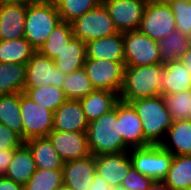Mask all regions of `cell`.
<instances>
[{
  "label": "cell",
  "instance_id": "cell-1",
  "mask_svg": "<svg viewBox=\"0 0 191 190\" xmlns=\"http://www.w3.org/2000/svg\"><path fill=\"white\" fill-rule=\"evenodd\" d=\"M86 134L90 152L94 156L130 150L120 133L117 103L112 110L89 122Z\"/></svg>",
  "mask_w": 191,
  "mask_h": 190
},
{
  "label": "cell",
  "instance_id": "cell-2",
  "mask_svg": "<svg viewBox=\"0 0 191 190\" xmlns=\"http://www.w3.org/2000/svg\"><path fill=\"white\" fill-rule=\"evenodd\" d=\"M164 64L125 66L124 83L119 100L129 103L142 98L161 95V78Z\"/></svg>",
  "mask_w": 191,
  "mask_h": 190
},
{
  "label": "cell",
  "instance_id": "cell-3",
  "mask_svg": "<svg viewBox=\"0 0 191 190\" xmlns=\"http://www.w3.org/2000/svg\"><path fill=\"white\" fill-rule=\"evenodd\" d=\"M140 117L145 139L160 144L173 123L162 95L129 102Z\"/></svg>",
  "mask_w": 191,
  "mask_h": 190
},
{
  "label": "cell",
  "instance_id": "cell-4",
  "mask_svg": "<svg viewBox=\"0 0 191 190\" xmlns=\"http://www.w3.org/2000/svg\"><path fill=\"white\" fill-rule=\"evenodd\" d=\"M61 21L54 1L27 5L24 38L38 51Z\"/></svg>",
  "mask_w": 191,
  "mask_h": 190
},
{
  "label": "cell",
  "instance_id": "cell-5",
  "mask_svg": "<svg viewBox=\"0 0 191 190\" xmlns=\"http://www.w3.org/2000/svg\"><path fill=\"white\" fill-rule=\"evenodd\" d=\"M129 157L132 167L153 181H164L173 160V155L160 144L130 148Z\"/></svg>",
  "mask_w": 191,
  "mask_h": 190
},
{
  "label": "cell",
  "instance_id": "cell-6",
  "mask_svg": "<svg viewBox=\"0 0 191 190\" xmlns=\"http://www.w3.org/2000/svg\"><path fill=\"white\" fill-rule=\"evenodd\" d=\"M71 27L74 37L85 43L118 33L103 3L71 22Z\"/></svg>",
  "mask_w": 191,
  "mask_h": 190
},
{
  "label": "cell",
  "instance_id": "cell-7",
  "mask_svg": "<svg viewBox=\"0 0 191 190\" xmlns=\"http://www.w3.org/2000/svg\"><path fill=\"white\" fill-rule=\"evenodd\" d=\"M20 112L23 142L33 138L47 137L53 130V112L44 106H39L23 92L20 93Z\"/></svg>",
  "mask_w": 191,
  "mask_h": 190
},
{
  "label": "cell",
  "instance_id": "cell-8",
  "mask_svg": "<svg viewBox=\"0 0 191 190\" xmlns=\"http://www.w3.org/2000/svg\"><path fill=\"white\" fill-rule=\"evenodd\" d=\"M84 69L94 89L120 94L124 83L125 62L86 59Z\"/></svg>",
  "mask_w": 191,
  "mask_h": 190
},
{
  "label": "cell",
  "instance_id": "cell-9",
  "mask_svg": "<svg viewBox=\"0 0 191 190\" xmlns=\"http://www.w3.org/2000/svg\"><path fill=\"white\" fill-rule=\"evenodd\" d=\"M125 66H143L160 63L159 47L139 30L123 33Z\"/></svg>",
  "mask_w": 191,
  "mask_h": 190
},
{
  "label": "cell",
  "instance_id": "cell-10",
  "mask_svg": "<svg viewBox=\"0 0 191 190\" xmlns=\"http://www.w3.org/2000/svg\"><path fill=\"white\" fill-rule=\"evenodd\" d=\"M174 17L168 4L148 1L138 30L158 41L176 30Z\"/></svg>",
  "mask_w": 191,
  "mask_h": 190
},
{
  "label": "cell",
  "instance_id": "cell-11",
  "mask_svg": "<svg viewBox=\"0 0 191 190\" xmlns=\"http://www.w3.org/2000/svg\"><path fill=\"white\" fill-rule=\"evenodd\" d=\"M66 74L55 65L54 60L36 51L26 63L25 88L46 87L62 88Z\"/></svg>",
  "mask_w": 191,
  "mask_h": 190
},
{
  "label": "cell",
  "instance_id": "cell-12",
  "mask_svg": "<svg viewBox=\"0 0 191 190\" xmlns=\"http://www.w3.org/2000/svg\"><path fill=\"white\" fill-rule=\"evenodd\" d=\"M120 33L138 30L147 0H102Z\"/></svg>",
  "mask_w": 191,
  "mask_h": 190
},
{
  "label": "cell",
  "instance_id": "cell-13",
  "mask_svg": "<svg viewBox=\"0 0 191 190\" xmlns=\"http://www.w3.org/2000/svg\"><path fill=\"white\" fill-rule=\"evenodd\" d=\"M47 137L63 162L82 159L91 154L86 132L52 130Z\"/></svg>",
  "mask_w": 191,
  "mask_h": 190
},
{
  "label": "cell",
  "instance_id": "cell-14",
  "mask_svg": "<svg viewBox=\"0 0 191 190\" xmlns=\"http://www.w3.org/2000/svg\"><path fill=\"white\" fill-rule=\"evenodd\" d=\"M117 119L124 143L129 148L151 145L144 137L140 117L130 103L121 100L117 102Z\"/></svg>",
  "mask_w": 191,
  "mask_h": 190
},
{
  "label": "cell",
  "instance_id": "cell-15",
  "mask_svg": "<svg viewBox=\"0 0 191 190\" xmlns=\"http://www.w3.org/2000/svg\"><path fill=\"white\" fill-rule=\"evenodd\" d=\"M131 167L129 151L96 156V173L114 189L120 188Z\"/></svg>",
  "mask_w": 191,
  "mask_h": 190
},
{
  "label": "cell",
  "instance_id": "cell-16",
  "mask_svg": "<svg viewBox=\"0 0 191 190\" xmlns=\"http://www.w3.org/2000/svg\"><path fill=\"white\" fill-rule=\"evenodd\" d=\"M63 183L72 190H88L96 174V156L63 162Z\"/></svg>",
  "mask_w": 191,
  "mask_h": 190
},
{
  "label": "cell",
  "instance_id": "cell-17",
  "mask_svg": "<svg viewBox=\"0 0 191 190\" xmlns=\"http://www.w3.org/2000/svg\"><path fill=\"white\" fill-rule=\"evenodd\" d=\"M27 5L0 0V40H16L24 37Z\"/></svg>",
  "mask_w": 191,
  "mask_h": 190
},
{
  "label": "cell",
  "instance_id": "cell-18",
  "mask_svg": "<svg viewBox=\"0 0 191 190\" xmlns=\"http://www.w3.org/2000/svg\"><path fill=\"white\" fill-rule=\"evenodd\" d=\"M89 121L79 100H66L53 112V130L86 132Z\"/></svg>",
  "mask_w": 191,
  "mask_h": 190
},
{
  "label": "cell",
  "instance_id": "cell-19",
  "mask_svg": "<svg viewBox=\"0 0 191 190\" xmlns=\"http://www.w3.org/2000/svg\"><path fill=\"white\" fill-rule=\"evenodd\" d=\"M86 59H104L125 62L123 33L112 34L85 43Z\"/></svg>",
  "mask_w": 191,
  "mask_h": 190
},
{
  "label": "cell",
  "instance_id": "cell-20",
  "mask_svg": "<svg viewBox=\"0 0 191 190\" xmlns=\"http://www.w3.org/2000/svg\"><path fill=\"white\" fill-rule=\"evenodd\" d=\"M189 90H191V75L181 60L165 63L161 78V95Z\"/></svg>",
  "mask_w": 191,
  "mask_h": 190
},
{
  "label": "cell",
  "instance_id": "cell-21",
  "mask_svg": "<svg viewBox=\"0 0 191 190\" xmlns=\"http://www.w3.org/2000/svg\"><path fill=\"white\" fill-rule=\"evenodd\" d=\"M160 145L174 155H191V122L175 120Z\"/></svg>",
  "mask_w": 191,
  "mask_h": 190
},
{
  "label": "cell",
  "instance_id": "cell-22",
  "mask_svg": "<svg viewBox=\"0 0 191 190\" xmlns=\"http://www.w3.org/2000/svg\"><path fill=\"white\" fill-rule=\"evenodd\" d=\"M79 101L87 120L91 122L112 110L119 101V95L108 90L94 89Z\"/></svg>",
  "mask_w": 191,
  "mask_h": 190
},
{
  "label": "cell",
  "instance_id": "cell-23",
  "mask_svg": "<svg viewBox=\"0 0 191 190\" xmlns=\"http://www.w3.org/2000/svg\"><path fill=\"white\" fill-rule=\"evenodd\" d=\"M24 143L32 152L36 169H62L63 161L48 137L33 138Z\"/></svg>",
  "mask_w": 191,
  "mask_h": 190
},
{
  "label": "cell",
  "instance_id": "cell-24",
  "mask_svg": "<svg viewBox=\"0 0 191 190\" xmlns=\"http://www.w3.org/2000/svg\"><path fill=\"white\" fill-rule=\"evenodd\" d=\"M35 172L36 166L32 152L23 143L14 150L13 159L10 162L5 177L24 186Z\"/></svg>",
  "mask_w": 191,
  "mask_h": 190
},
{
  "label": "cell",
  "instance_id": "cell-25",
  "mask_svg": "<svg viewBox=\"0 0 191 190\" xmlns=\"http://www.w3.org/2000/svg\"><path fill=\"white\" fill-rule=\"evenodd\" d=\"M86 61L85 42L73 38L54 59L55 65L64 74H71L74 71L84 68Z\"/></svg>",
  "mask_w": 191,
  "mask_h": 190
},
{
  "label": "cell",
  "instance_id": "cell-26",
  "mask_svg": "<svg viewBox=\"0 0 191 190\" xmlns=\"http://www.w3.org/2000/svg\"><path fill=\"white\" fill-rule=\"evenodd\" d=\"M170 190L191 189V155H174L163 181Z\"/></svg>",
  "mask_w": 191,
  "mask_h": 190
},
{
  "label": "cell",
  "instance_id": "cell-27",
  "mask_svg": "<svg viewBox=\"0 0 191 190\" xmlns=\"http://www.w3.org/2000/svg\"><path fill=\"white\" fill-rule=\"evenodd\" d=\"M26 64L0 62V95L24 92Z\"/></svg>",
  "mask_w": 191,
  "mask_h": 190
},
{
  "label": "cell",
  "instance_id": "cell-28",
  "mask_svg": "<svg viewBox=\"0 0 191 190\" xmlns=\"http://www.w3.org/2000/svg\"><path fill=\"white\" fill-rule=\"evenodd\" d=\"M20 114V93L0 95V123L16 132L23 141Z\"/></svg>",
  "mask_w": 191,
  "mask_h": 190
},
{
  "label": "cell",
  "instance_id": "cell-29",
  "mask_svg": "<svg viewBox=\"0 0 191 190\" xmlns=\"http://www.w3.org/2000/svg\"><path fill=\"white\" fill-rule=\"evenodd\" d=\"M37 50L23 37L0 40V62L26 64Z\"/></svg>",
  "mask_w": 191,
  "mask_h": 190
},
{
  "label": "cell",
  "instance_id": "cell-30",
  "mask_svg": "<svg viewBox=\"0 0 191 190\" xmlns=\"http://www.w3.org/2000/svg\"><path fill=\"white\" fill-rule=\"evenodd\" d=\"M159 47L160 63L165 64L180 57L189 48L187 35L178 30H174L167 36L157 41Z\"/></svg>",
  "mask_w": 191,
  "mask_h": 190
},
{
  "label": "cell",
  "instance_id": "cell-31",
  "mask_svg": "<svg viewBox=\"0 0 191 190\" xmlns=\"http://www.w3.org/2000/svg\"><path fill=\"white\" fill-rule=\"evenodd\" d=\"M73 38L71 23L61 21L38 51L54 60Z\"/></svg>",
  "mask_w": 191,
  "mask_h": 190
},
{
  "label": "cell",
  "instance_id": "cell-32",
  "mask_svg": "<svg viewBox=\"0 0 191 190\" xmlns=\"http://www.w3.org/2000/svg\"><path fill=\"white\" fill-rule=\"evenodd\" d=\"M23 93L39 106H44L52 112L56 111L67 100L63 89L52 85L24 88Z\"/></svg>",
  "mask_w": 191,
  "mask_h": 190
},
{
  "label": "cell",
  "instance_id": "cell-33",
  "mask_svg": "<svg viewBox=\"0 0 191 190\" xmlns=\"http://www.w3.org/2000/svg\"><path fill=\"white\" fill-rule=\"evenodd\" d=\"M62 89L68 100H80L94 90L84 68L66 74Z\"/></svg>",
  "mask_w": 191,
  "mask_h": 190
},
{
  "label": "cell",
  "instance_id": "cell-34",
  "mask_svg": "<svg viewBox=\"0 0 191 190\" xmlns=\"http://www.w3.org/2000/svg\"><path fill=\"white\" fill-rule=\"evenodd\" d=\"M61 20L71 23L84 13L98 7L102 0H54Z\"/></svg>",
  "mask_w": 191,
  "mask_h": 190
},
{
  "label": "cell",
  "instance_id": "cell-35",
  "mask_svg": "<svg viewBox=\"0 0 191 190\" xmlns=\"http://www.w3.org/2000/svg\"><path fill=\"white\" fill-rule=\"evenodd\" d=\"M63 183V169H36L23 190H56Z\"/></svg>",
  "mask_w": 191,
  "mask_h": 190
},
{
  "label": "cell",
  "instance_id": "cell-36",
  "mask_svg": "<svg viewBox=\"0 0 191 190\" xmlns=\"http://www.w3.org/2000/svg\"><path fill=\"white\" fill-rule=\"evenodd\" d=\"M163 97L173 121L188 119L191 114V90Z\"/></svg>",
  "mask_w": 191,
  "mask_h": 190
},
{
  "label": "cell",
  "instance_id": "cell-37",
  "mask_svg": "<svg viewBox=\"0 0 191 190\" xmlns=\"http://www.w3.org/2000/svg\"><path fill=\"white\" fill-rule=\"evenodd\" d=\"M169 6L175 15L176 30L188 35L191 32V1L175 0Z\"/></svg>",
  "mask_w": 191,
  "mask_h": 190
},
{
  "label": "cell",
  "instance_id": "cell-38",
  "mask_svg": "<svg viewBox=\"0 0 191 190\" xmlns=\"http://www.w3.org/2000/svg\"><path fill=\"white\" fill-rule=\"evenodd\" d=\"M152 183L153 180L151 178L131 167L125 179H123L120 188L126 190H148Z\"/></svg>",
  "mask_w": 191,
  "mask_h": 190
},
{
  "label": "cell",
  "instance_id": "cell-39",
  "mask_svg": "<svg viewBox=\"0 0 191 190\" xmlns=\"http://www.w3.org/2000/svg\"><path fill=\"white\" fill-rule=\"evenodd\" d=\"M23 143L16 132L0 123V150L17 149Z\"/></svg>",
  "mask_w": 191,
  "mask_h": 190
},
{
  "label": "cell",
  "instance_id": "cell-40",
  "mask_svg": "<svg viewBox=\"0 0 191 190\" xmlns=\"http://www.w3.org/2000/svg\"><path fill=\"white\" fill-rule=\"evenodd\" d=\"M15 149L0 150V176H5L13 159Z\"/></svg>",
  "mask_w": 191,
  "mask_h": 190
},
{
  "label": "cell",
  "instance_id": "cell-41",
  "mask_svg": "<svg viewBox=\"0 0 191 190\" xmlns=\"http://www.w3.org/2000/svg\"><path fill=\"white\" fill-rule=\"evenodd\" d=\"M0 190H23V185L16 183L5 176H0Z\"/></svg>",
  "mask_w": 191,
  "mask_h": 190
},
{
  "label": "cell",
  "instance_id": "cell-42",
  "mask_svg": "<svg viewBox=\"0 0 191 190\" xmlns=\"http://www.w3.org/2000/svg\"><path fill=\"white\" fill-rule=\"evenodd\" d=\"M88 190H112V187H110L107 182L96 173Z\"/></svg>",
  "mask_w": 191,
  "mask_h": 190
},
{
  "label": "cell",
  "instance_id": "cell-43",
  "mask_svg": "<svg viewBox=\"0 0 191 190\" xmlns=\"http://www.w3.org/2000/svg\"><path fill=\"white\" fill-rule=\"evenodd\" d=\"M181 62L186 66L187 70L191 75V48L189 47L187 51L180 57Z\"/></svg>",
  "mask_w": 191,
  "mask_h": 190
},
{
  "label": "cell",
  "instance_id": "cell-44",
  "mask_svg": "<svg viewBox=\"0 0 191 190\" xmlns=\"http://www.w3.org/2000/svg\"><path fill=\"white\" fill-rule=\"evenodd\" d=\"M148 190H170L163 181H153Z\"/></svg>",
  "mask_w": 191,
  "mask_h": 190
},
{
  "label": "cell",
  "instance_id": "cell-45",
  "mask_svg": "<svg viewBox=\"0 0 191 190\" xmlns=\"http://www.w3.org/2000/svg\"><path fill=\"white\" fill-rule=\"evenodd\" d=\"M1 1L8 2V3H24L26 5H30L33 3L42 2L44 0H1Z\"/></svg>",
  "mask_w": 191,
  "mask_h": 190
},
{
  "label": "cell",
  "instance_id": "cell-46",
  "mask_svg": "<svg viewBox=\"0 0 191 190\" xmlns=\"http://www.w3.org/2000/svg\"><path fill=\"white\" fill-rule=\"evenodd\" d=\"M150 2H160V3H164V4H170L171 2H174L175 0H147Z\"/></svg>",
  "mask_w": 191,
  "mask_h": 190
},
{
  "label": "cell",
  "instance_id": "cell-47",
  "mask_svg": "<svg viewBox=\"0 0 191 190\" xmlns=\"http://www.w3.org/2000/svg\"><path fill=\"white\" fill-rule=\"evenodd\" d=\"M56 190H72V189L65 183H62Z\"/></svg>",
  "mask_w": 191,
  "mask_h": 190
},
{
  "label": "cell",
  "instance_id": "cell-48",
  "mask_svg": "<svg viewBox=\"0 0 191 190\" xmlns=\"http://www.w3.org/2000/svg\"><path fill=\"white\" fill-rule=\"evenodd\" d=\"M187 39H188L189 47L191 48V32L187 35Z\"/></svg>",
  "mask_w": 191,
  "mask_h": 190
},
{
  "label": "cell",
  "instance_id": "cell-49",
  "mask_svg": "<svg viewBox=\"0 0 191 190\" xmlns=\"http://www.w3.org/2000/svg\"><path fill=\"white\" fill-rule=\"evenodd\" d=\"M112 190H126V189H123V188L114 189V188H112Z\"/></svg>",
  "mask_w": 191,
  "mask_h": 190
},
{
  "label": "cell",
  "instance_id": "cell-50",
  "mask_svg": "<svg viewBox=\"0 0 191 190\" xmlns=\"http://www.w3.org/2000/svg\"><path fill=\"white\" fill-rule=\"evenodd\" d=\"M187 120L191 122V114H190V116L188 117V119H187Z\"/></svg>",
  "mask_w": 191,
  "mask_h": 190
}]
</instances>
